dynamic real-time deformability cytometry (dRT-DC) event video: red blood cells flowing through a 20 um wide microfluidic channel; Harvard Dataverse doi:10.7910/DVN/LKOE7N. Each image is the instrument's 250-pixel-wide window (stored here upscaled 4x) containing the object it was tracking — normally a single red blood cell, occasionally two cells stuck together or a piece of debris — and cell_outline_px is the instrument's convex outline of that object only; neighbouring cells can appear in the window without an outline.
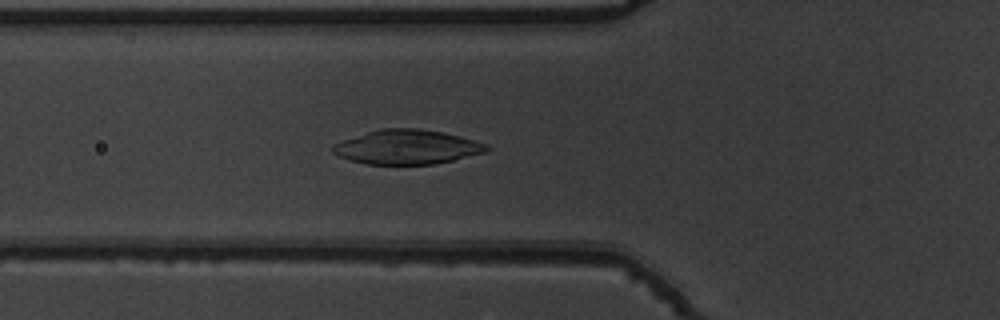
{"species": "common noctule bat (a hibernating species)", "species_latin": "Nyctalus noctula", "temperature_condition": "warm", "stored_images_in_passage": 53, "camera_frame_rate_fps": 3000, "um_per_image_px": 0.085, "animal": {"sex": "male", "body_mass_g": 19.5, "forearm_length_mm": 54.6}, "frame": {"image": 1, "passage_image": 19, "time_ms": 6.0, "image_size_px": [1000, 320], "cell_outline_px": [[492, 148], [488, 152], [452, 160], [432, 164], [368, 164], [352, 160], [340, 156], [332, 152], [332, 144], [380, 128], [420, 128], [460, 136], [488, 144]], "centroid_in_image_um": [34.65, 12.49], "position_along_channel_um": 91.2, "area_um2": 30.63}}
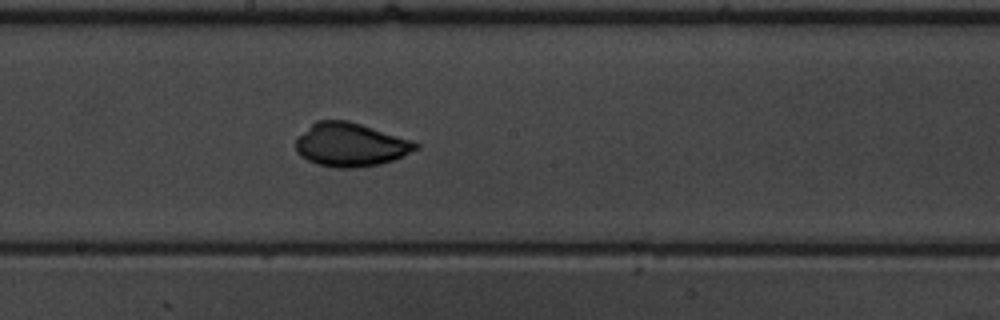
{"frame": {"image": 2, "passage_image": 29, "time_ms": 9.333, "image_size_px": [1000, 320], "cell_outline_px": [[420, 148], [392, 160], [380, 164], [356, 168], [336, 168], [316, 164], [300, 156], [296, 152], [296, 136], [316, 120], [348, 120], [412, 140], [420, 144]], "centroid_in_image_um": [29.76, 12.3], "position_along_channel_um": 218.4, "area_um2": 30.63}}
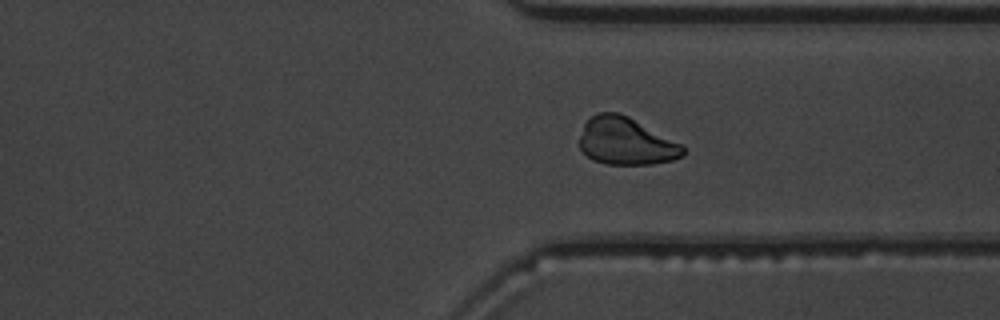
{"frame": {"image": 3, "passage_image": 40, "time_ms": 13.0, "image_size_px": [1000, 320], "cell_outline_px": [[684, 156], [672, 160], [652, 164], [604, 164], [592, 160], [580, 148], [580, 136], [584, 124], [596, 112], [620, 112], [684, 144]], "centroid_in_image_um": [53.23, 12.0], "position_along_channel_um": 358.2, "area_um2": 28.78}, "authors_computed_cell_mechanics": {"area_um2": 29.5358, "velocity_mm_per_s": 3.8061, "shape_relaxation_time_tau1_ms": 5.7607, "shape_relaxation_time_tau2_ms": 2.4422, "deformation_change_tau1": 0.2565, "deformation_change_tau2": 0.0264}}